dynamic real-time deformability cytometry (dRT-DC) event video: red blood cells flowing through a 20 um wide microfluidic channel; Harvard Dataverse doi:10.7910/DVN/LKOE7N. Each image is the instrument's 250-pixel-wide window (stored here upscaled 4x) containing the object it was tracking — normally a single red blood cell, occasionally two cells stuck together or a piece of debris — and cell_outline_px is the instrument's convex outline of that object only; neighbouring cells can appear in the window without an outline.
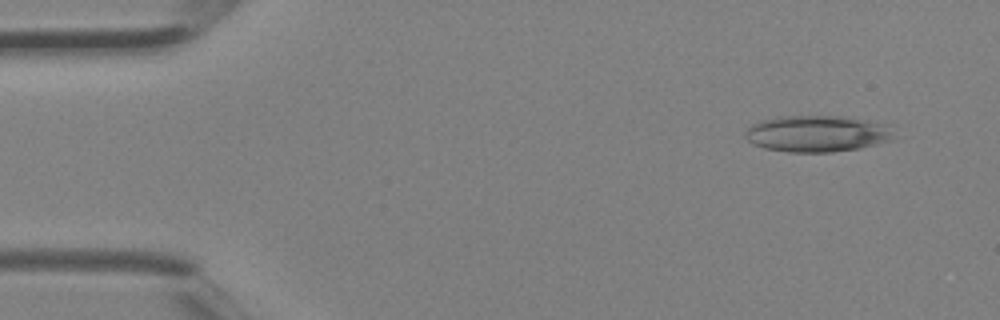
{"species": "Egyptian fruit bat (a non-hibernating species)", "species_latin": "Rousettus aegyptiacus", "temperature_condition": "room temperature", "stored_images_in_passage": 4, "camera_frame_rate_fps": 3000, "um_per_image_px": 0.085, "animal": {"sex": "female"}, "frame": {"image": 1, "passage_image": 1, "time_ms": 0.0, "image_size_px": [1000, 320], "cell_outline_px": [[896, 140], [860, 148], [832, 152], [788, 152], [764, 148], [752, 144], [744, 136], [748, 128], [752, 124], [776, 116], [844, 116], [884, 124], [892, 132]], "centroid_in_image_um": [69.45, 11.37], "position_along_channel_um": 15.5, "area_um2": 31.62}}
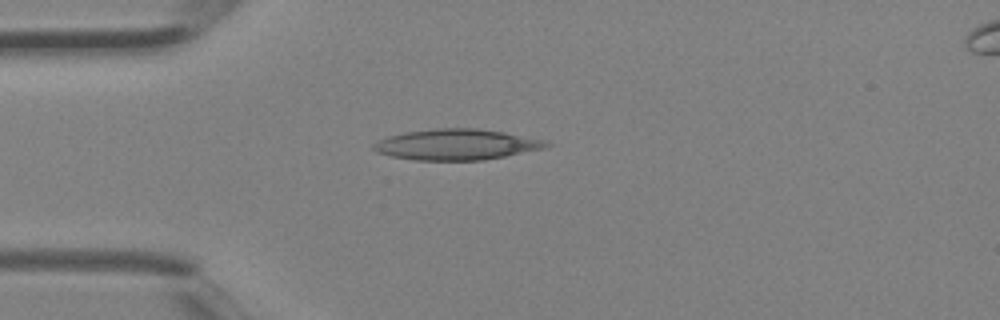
{"frame": {"image": 2, "passage_image": 3, "time_ms": 0.667, "image_size_px": [1000, 320], "cell_outline_px": [[552, 144], [544, 148], [484, 160], [416, 160], [392, 156], [376, 152], [372, 148], [372, 144], [388, 136], [404, 132], [436, 128], [476, 128], [504, 132], [544, 140]], "centroid_in_image_um": [38.77, 12.28], "position_along_channel_um": 46.2, "area_um2": 30.81}}